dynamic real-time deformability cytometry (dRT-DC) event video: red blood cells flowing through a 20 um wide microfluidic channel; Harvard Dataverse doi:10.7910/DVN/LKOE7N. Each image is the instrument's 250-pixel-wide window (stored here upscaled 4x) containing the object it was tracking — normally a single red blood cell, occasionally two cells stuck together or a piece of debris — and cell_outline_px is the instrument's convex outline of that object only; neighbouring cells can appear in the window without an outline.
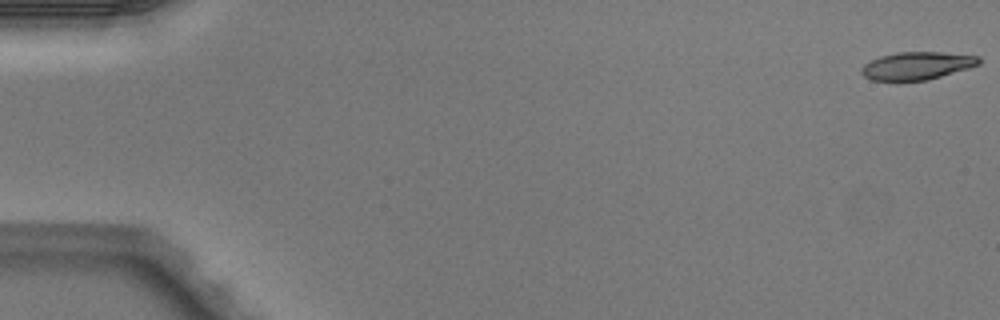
{"species": "Egyptian fruit bat (a non-hibernating species)", "species_latin": "Rousettus aegyptiacus", "temperature_condition": "warm", "stored_images_in_passage": 50, "camera_frame_rate_fps": 3000, "um_per_image_px": 0.085, "animal": {"sex": "male"}, "frame": {"image": 1, "passage_image": 1, "time_ms": 0.0, "image_size_px": [1000, 320], "cell_outline_px": [[980, 64], [968, 68], [928, 80], [896, 84], [872, 80], [864, 76], [860, 72], [860, 68], [864, 64], [880, 56], [896, 52], [940, 52], [980, 56]], "centroid_in_image_um": [77.87, 5.63], "position_along_channel_um": 7.1, "area_um2": 19.71}}
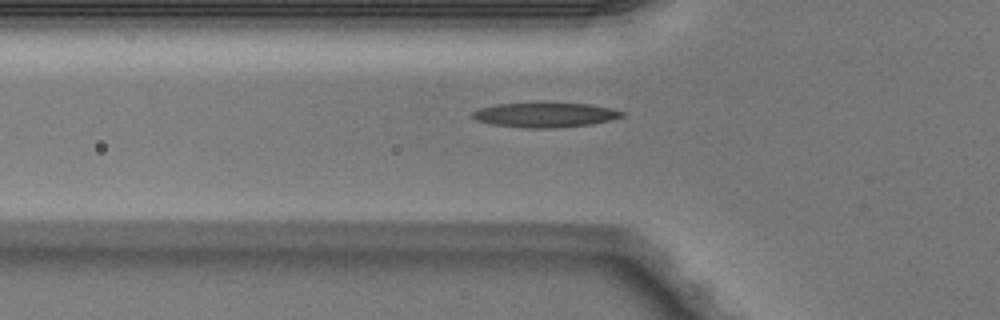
{"frame": {"image": 2, "passage_image": 18, "time_ms": 5.667, "image_size_px": [1000, 320], "cell_outline_px": [[628, 112], [624, 116], [612, 120], [592, 124], [552, 128], [528, 128], [492, 124], [476, 120], [472, 116], [472, 112], [480, 108], [496, 104], [544, 100], [588, 104], [612, 108]], "centroid_in_image_um": [46.38, 9.72], "position_along_channel_um": 79.4, "area_um2": 22.54}}
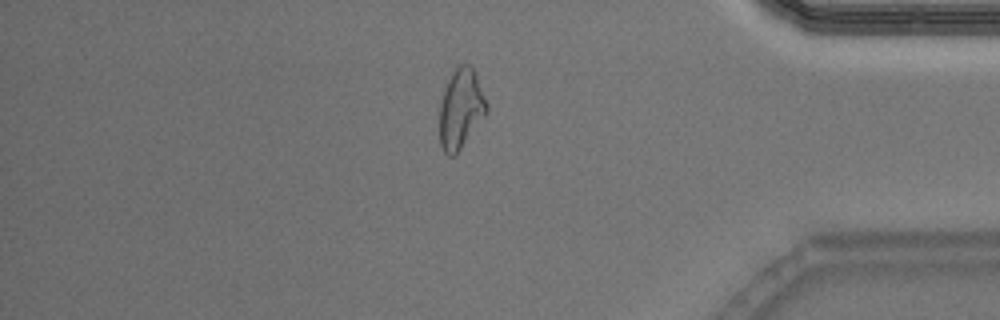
{"frame": {"image": 3, "passage_image": 43, "time_ms": 14.0, "image_size_px": [1000, 320], "cell_outline_px": [[488, 112], [456, 156], [448, 156], [444, 152], [440, 144], [440, 104], [448, 80], [452, 72], [460, 64], [468, 64], [472, 68], [476, 76], [488, 104]], "centroid_in_image_um": [39.18, 9.3], "position_along_channel_um": 396.0, "area_um2": 21.79}, "authors_computed_cell_mechanics": {"area_um2": 20.5479, "velocity_mm_per_s": 4.0979, "shape_relaxation_time_tau1_ms": null, "shape_relaxation_time_tau2_ms": 3.2699, "deformation_change_tau1": null, "deformation_change_tau2": 0.1339}}